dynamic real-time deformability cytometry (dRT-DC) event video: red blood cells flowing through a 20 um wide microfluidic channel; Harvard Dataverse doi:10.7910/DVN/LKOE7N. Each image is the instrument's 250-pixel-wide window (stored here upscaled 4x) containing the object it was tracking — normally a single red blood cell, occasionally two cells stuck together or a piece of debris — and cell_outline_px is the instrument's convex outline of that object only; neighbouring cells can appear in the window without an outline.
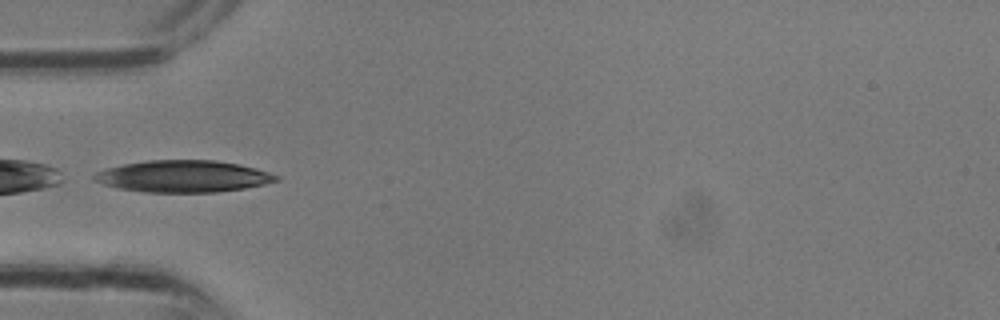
{"species": "common noctule bat (a hibernating species)", "species_latin": "Nyctalus noctula", "temperature_condition": "room temperature", "stored_images_in_passage": 6, "camera_frame_rate_fps": 3000, "um_per_image_px": 0.085, "animal": {"sex": "male", "body_mass_g": 13.3}, "frame": {"image": 1, "passage_image": 1, "time_ms": 0.0, "image_size_px": [1000, 320], "cell_outline_px": [[280, 180], [264, 184], [244, 188], [216, 192], [144, 192], [120, 188], [104, 184], [92, 180], [92, 176], [96, 172], [104, 168], [124, 164], [148, 160], [216, 160], [240, 164], [256, 168], [280, 176]], "centroid_in_image_um": [15.57, 14.98], "position_along_channel_um": 69.4, "area_um2": 33.81}}
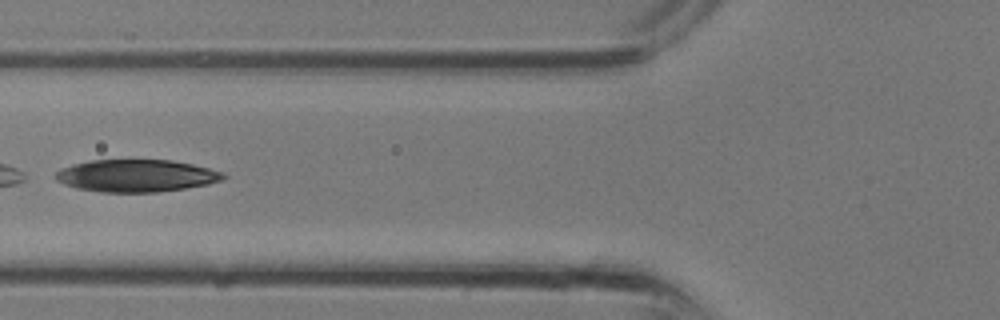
{"frame": {"image": 2, "passage_image": 3, "time_ms": 0.667, "image_size_px": [1000, 320], "cell_outline_px": [[228, 176], [220, 180], [208, 184], [184, 188], [156, 192], [100, 192], [76, 188], [64, 184], [56, 180], [56, 172], [60, 168], [72, 164], [92, 160], [172, 160], [192, 164], [224, 172]], "centroid_in_image_um": [11.57, 14.93], "position_along_channel_um": 114.2, "area_um2": 31.56}}
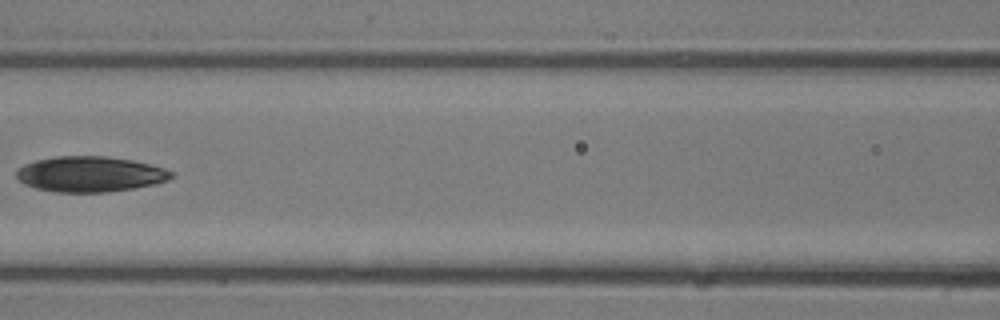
{"frame": {"image": 3, "passage_image": 5, "time_ms": 1.333, "image_size_px": [1000, 320], "cell_outline_px": [[176, 172], [168, 180], [156, 184], [108, 192], [56, 192], [36, 188], [24, 184], [16, 180], [16, 172], [24, 164], [36, 160], [60, 156], [104, 156], [132, 160], [152, 164]], "centroid_in_image_um": [7.67, 14.8], "position_along_channel_um": 158.9, "area_um2": 32.14}}